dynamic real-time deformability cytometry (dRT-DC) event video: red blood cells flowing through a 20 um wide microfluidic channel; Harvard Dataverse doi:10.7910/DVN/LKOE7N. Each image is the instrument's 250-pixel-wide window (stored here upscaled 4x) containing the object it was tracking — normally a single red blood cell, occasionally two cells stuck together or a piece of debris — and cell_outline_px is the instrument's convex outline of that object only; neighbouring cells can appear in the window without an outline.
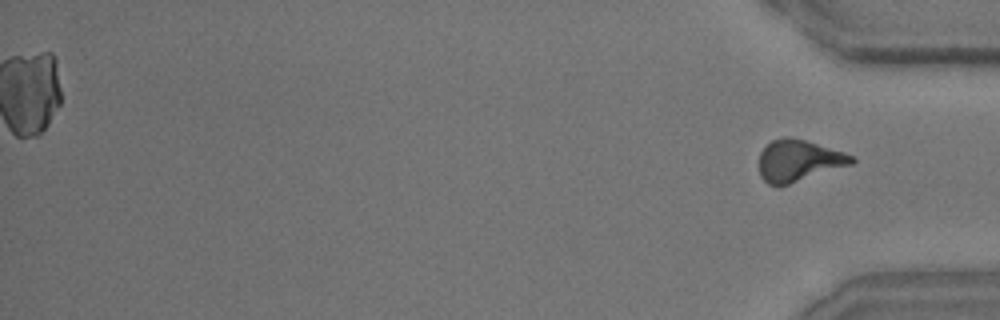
{"species": "common noctule bat (a hibernating species)", "species_latin": "Nyctalus noctula", "temperature_condition": "room temperature", "stored_images_in_passage": 44, "segment_of_instrument_passage": [2, 2], "camera_frame_rate_fps": 3000, "um_per_image_px": 0.085, "animal": {"sex": "male", "body_mass_g": 15.6}, "frame": {"image": 1, "passage_image": 44, "time_ms": 14.333, "image_size_px": [1000, 320], "cell_outline_px": [[856, 160], [852, 164], [788, 184], [768, 184], [760, 176], [760, 152], [772, 140], [784, 136], [792, 136], [844, 152], [852, 156]], "centroid_in_image_um": [67.88, 13.62], "position_along_channel_um": 367.3, "area_um2": 22.08}}